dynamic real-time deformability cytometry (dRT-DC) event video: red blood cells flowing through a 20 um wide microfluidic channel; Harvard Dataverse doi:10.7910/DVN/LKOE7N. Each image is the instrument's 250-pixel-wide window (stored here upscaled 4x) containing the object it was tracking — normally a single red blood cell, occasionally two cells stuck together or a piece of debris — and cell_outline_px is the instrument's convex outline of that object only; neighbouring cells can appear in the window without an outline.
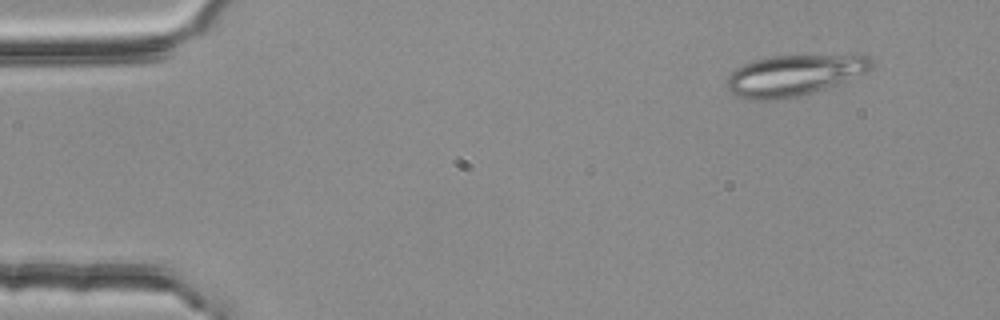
{"species": "common noctule bat (a hibernating species)", "species_latin": "Nyctalus noctula", "temperature_condition": "room temperature", "stored_images_in_passage": 3, "camera_frame_rate_fps": 3000, "um_per_image_px": 0.085, "animal": {"sex": "female", "body_mass_g": 25.1}, "frame": {"image": 1, "passage_image": 1, "time_ms": 0.0, "image_size_px": [1000, 320], "cell_outline_px": [[876, 64], [868, 72], [840, 84], [800, 96], [764, 100], [752, 100], [736, 96], [724, 84], [728, 76], [736, 68], [744, 64], [756, 60], [772, 56], [868, 56]], "centroid_in_image_um": [67.51, 6.41], "position_along_channel_um": 17.5, "area_um2": 34.33}}